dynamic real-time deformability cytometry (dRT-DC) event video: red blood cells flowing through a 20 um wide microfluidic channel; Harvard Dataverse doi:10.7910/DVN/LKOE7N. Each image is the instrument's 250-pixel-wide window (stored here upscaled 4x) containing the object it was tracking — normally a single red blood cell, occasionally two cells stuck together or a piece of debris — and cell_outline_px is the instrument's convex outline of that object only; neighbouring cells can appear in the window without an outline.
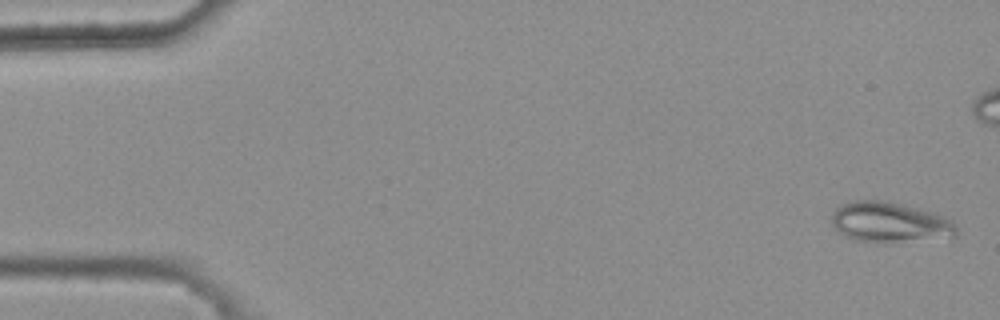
{"species": "common noctule bat (a hibernating species)", "species_latin": "Nyctalus noctula", "temperature_condition": "warm", "stored_images_in_passage": 48, "camera_frame_rate_fps": 3000, "um_per_image_px": 0.085, "animal": {"sex": "female", "body_mass_g": 25.1}, "frame": {"image": 1, "passage_image": 2, "time_ms": 0.333, "image_size_px": [1000, 320], "cell_outline_px": [[956, 236], [888, 244], [876, 244], [852, 240], [840, 232], [832, 224], [832, 212], [836, 208], [844, 204], [856, 200], [884, 200], [904, 204], [932, 212], [944, 216], [952, 220], [956, 228]], "centroid_in_image_um": [75.62, 18.92], "position_along_channel_um": 9.4, "area_um2": 29.82}}
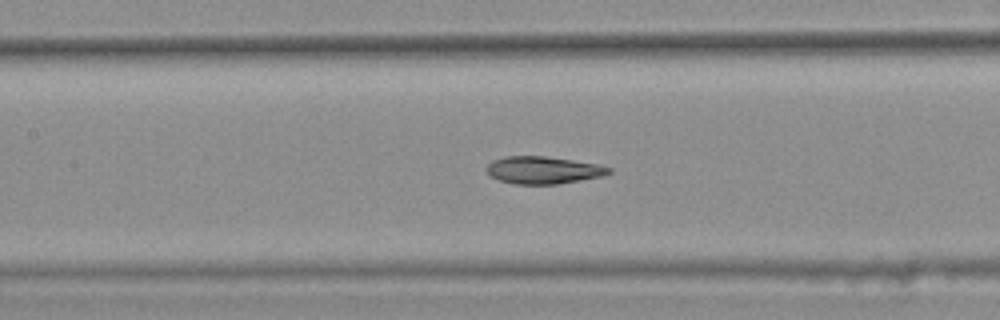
{"frame": {"image": 2, "passage_image": 25, "time_ms": 8.0, "image_size_px": [1000, 320], "cell_outline_px": [[612, 172], [604, 176], [556, 184], [512, 184], [500, 180], [492, 176], [484, 168], [492, 160], [504, 156], [544, 156], [572, 160], [596, 164], [612, 168]], "centroid_in_image_um": [46.16, 14.46], "position_along_channel_um": 161.2, "area_um2": 19.48}}
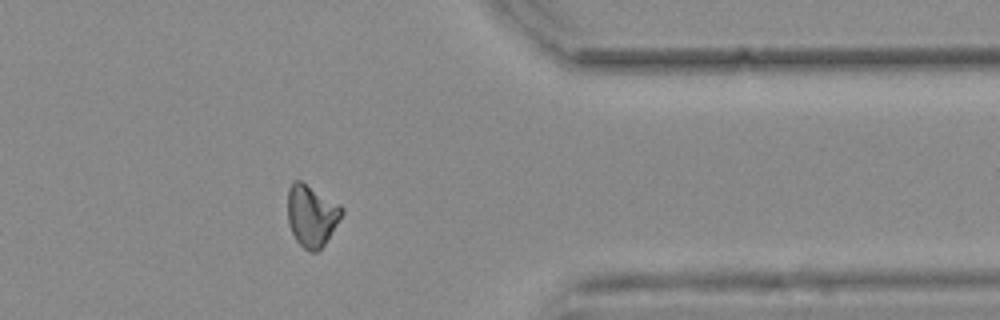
{"frame": {"image": 3, "passage_image": 44, "time_ms": 14.333, "image_size_px": [1000, 320], "cell_outline_px": [[344, 212], [324, 244], [316, 252], [308, 252], [296, 240], [288, 224], [288, 188], [292, 180], [300, 180], [340, 204], [344, 208]], "centroid_in_image_um": [26.47, 18.3], "position_along_channel_um": 384.9, "area_um2": 19.42}, "authors_computed_cell_mechanics": {"area_um2": 19.7676, "velocity_mm_per_s": 3.751, "shape_relaxation_time_tau1_ms": null, "shape_relaxation_time_tau2_ms": 2.854, "deformation_change_tau1": null, "deformation_change_tau2": 0.0805}}